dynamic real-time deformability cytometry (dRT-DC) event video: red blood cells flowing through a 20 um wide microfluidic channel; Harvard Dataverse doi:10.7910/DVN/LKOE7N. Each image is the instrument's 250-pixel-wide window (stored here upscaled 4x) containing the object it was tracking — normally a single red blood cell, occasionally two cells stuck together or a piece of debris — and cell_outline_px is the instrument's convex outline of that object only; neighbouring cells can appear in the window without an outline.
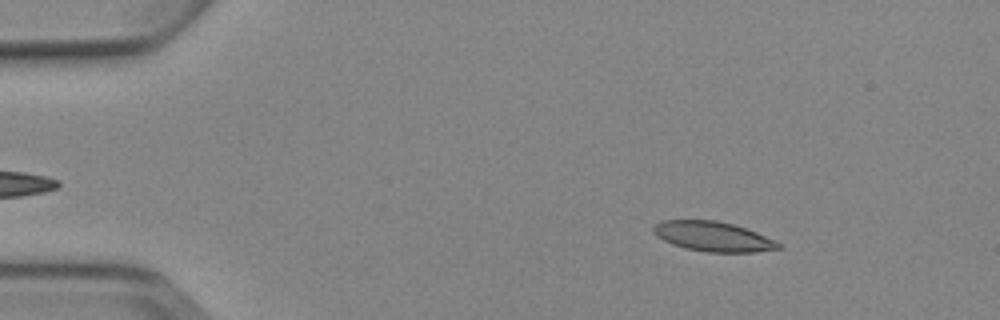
{"species": "Egyptian fruit bat (a non-hibernating species)", "species_latin": "Rousettus aegyptiacus", "temperature_condition": "cold", "stored_images_in_passage": 5, "camera_frame_rate_fps": 3000, "um_per_image_px": 0.085, "animal": {"sex": "female"}, "frame": {"image": 1, "passage_image": 2, "time_ms": 1.0, "image_size_px": [1000, 320], "cell_outline_px": [[784, 244], [780, 248], [756, 252], [708, 252], [684, 248], [672, 244], [656, 236], [652, 232], [652, 228], [656, 224], [664, 220], [716, 220], [732, 224], [756, 232], [776, 240]], "centroid_in_image_um": [60.62, 20.11], "position_along_channel_um": 24.4, "area_um2": 21.73}}
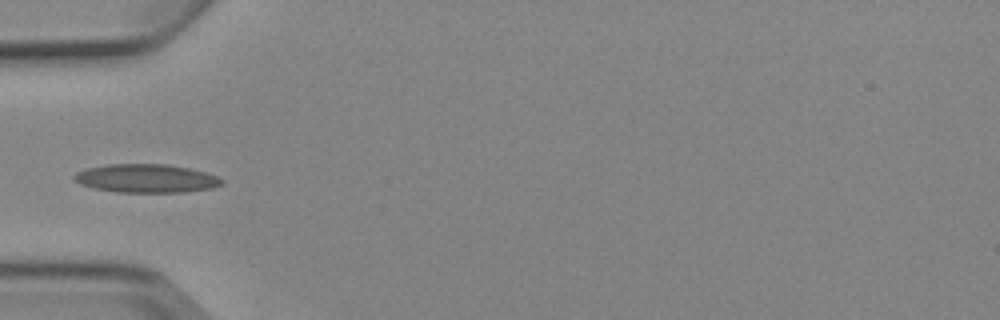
{"frame": {"image": 2, "passage_image": 4, "time_ms": 4.333, "image_size_px": [1000, 320], "cell_outline_px": [[224, 180], [220, 184], [212, 188], [184, 192], [116, 192], [92, 188], [80, 184], [72, 180], [72, 176], [76, 172], [84, 168], [108, 164], [168, 164], [188, 168], [204, 172], [216, 176]], "centroid_in_image_um": [12.35, 15.16], "position_along_channel_um": 72.7, "area_um2": 24.62}}
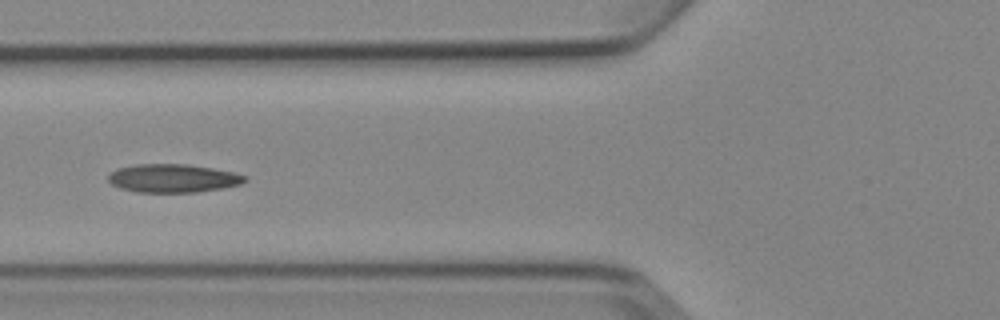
{"frame": {"image": 3, "passage_image": 5, "time_ms": 5.333, "image_size_px": [1000, 320], "cell_outline_px": [[248, 180], [240, 184], [224, 188], [196, 192], [136, 192], [120, 188], [112, 184], [108, 180], [108, 172], [116, 168], [136, 164], [188, 164], [212, 168], [232, 172], [248, 176]], "centroid_in_image_um": [14.69, 15.15], "position_along_channel_um": 111.1, "area_um2": 22.77}}